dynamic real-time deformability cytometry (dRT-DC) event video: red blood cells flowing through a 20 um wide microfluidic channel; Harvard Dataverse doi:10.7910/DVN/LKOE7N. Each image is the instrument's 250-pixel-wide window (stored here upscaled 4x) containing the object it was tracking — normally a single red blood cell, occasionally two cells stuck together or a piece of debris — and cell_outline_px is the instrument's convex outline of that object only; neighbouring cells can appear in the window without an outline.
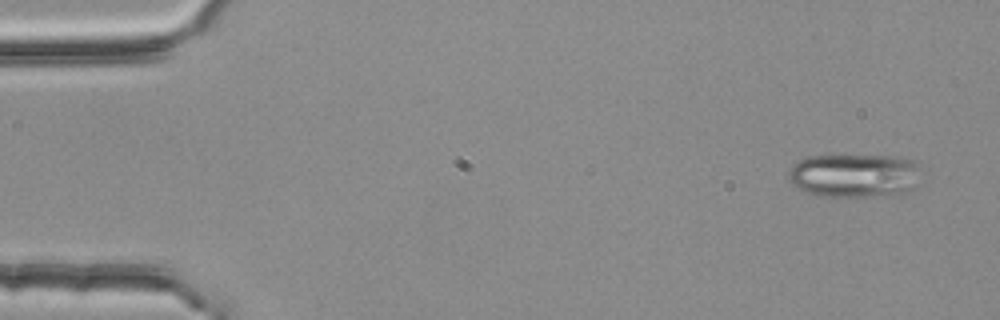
{"species": "common noctule bat (a hibernating species)", "species_latin": "Nyctalus noctula", "temperature_condition": "room temperature", "stored_images_in_passage": 4, "camera_frame_rate_fps": 3000, "um_per_image_px": 0.085, "animal": {"sex": "female", "body_mass_g": 25.1}, "frame": {"image": 1, "passage_image": 1, "time_ms": 0.0, "image_size_px": [1000, 320], "cell_outline_px": [[916, 184], [912, 188], [904, 192], [864, 196], [820, 196], [808, 192], [792, 184], [788, 176], [788, 168], [796, 160], [804, 156], [900, 156], [916, 160]], "centroid_in_image_um": [72.54, 14.88], "position_along_channel_um": 12.5, "area_um2": 33.41}}